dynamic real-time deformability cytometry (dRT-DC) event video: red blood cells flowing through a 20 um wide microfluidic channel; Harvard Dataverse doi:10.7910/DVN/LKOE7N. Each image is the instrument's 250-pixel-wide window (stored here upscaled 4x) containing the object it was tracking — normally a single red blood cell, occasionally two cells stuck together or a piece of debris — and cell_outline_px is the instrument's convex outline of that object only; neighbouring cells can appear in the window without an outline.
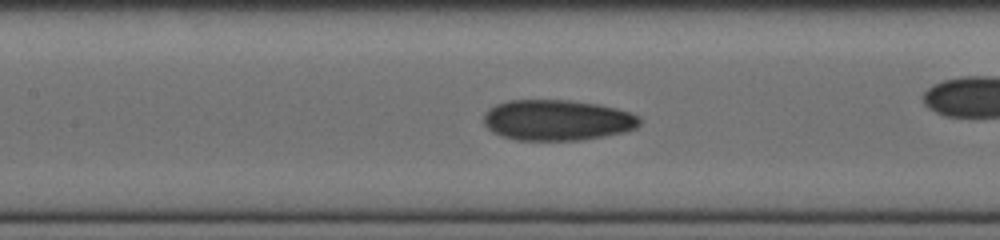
{"species": "human", "species_latin": "Homo sapiens", "temperature_condition": "cold", "stored_images_in_passage": 37, "camera_frame_rate_fps": 3000, "um_per_image_px": 0.085, "donor": {"sex": "female"}, "frame": {"image": 1, "passage_image": 11, "time_ms": 3.333, "image_size_px": [1000, 240], "cell_outline_px": [[640, 124], [636, 128], [624, 132], [604, 136], [580, 140], [516, 140], [492, 132], [484, 124], [484, 116], [496, 104], [508, 100], [568, 100], [596, 104], [616, 108], [640, 116]], "centroid_in_image_um": [47.38, 10.21], "position_along_channel_um": 160.0, "area_um2": 36.82}}